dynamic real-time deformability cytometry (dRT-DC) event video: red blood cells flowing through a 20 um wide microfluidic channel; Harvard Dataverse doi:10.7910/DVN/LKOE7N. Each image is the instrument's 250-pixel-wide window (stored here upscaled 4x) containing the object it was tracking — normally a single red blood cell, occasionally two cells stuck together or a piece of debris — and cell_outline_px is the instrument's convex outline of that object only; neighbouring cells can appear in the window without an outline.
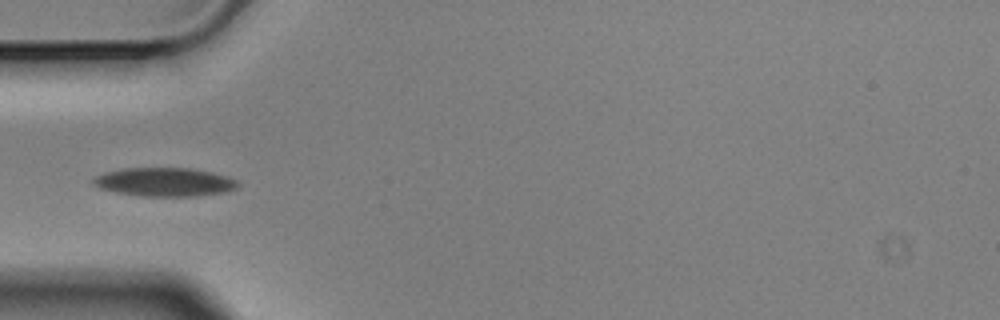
{"species": "Egyptian fruit bat (a non-hibernating species)", "species_latin": "Rousettus aegyptiacus", "temperature_condition": "cold", "stored_images_in_passage": 15, "camera_frame_rate_fps": 3000, "um_per_image_px": 0.085, "animal": {"sex": "male"}, "frame": {"image": 1, "passage_image": 5, "time_ms": 1.333, "image_size_px": [1000, 320], "cell_outline_px": [[240, 188], [224, 192], [196, 196], [140, 196], [116, 192], [100, 188], [92, 184], [92, 180], [96, 176], [104, 172], [124, 168], [192, 168], [212, 172], [228, 176], [236, 180], [240, 184]], "centroid_in_image_um": [14.02, 15.47], "position_along_channel_um": 71.0, "area_um2": 24.33}}
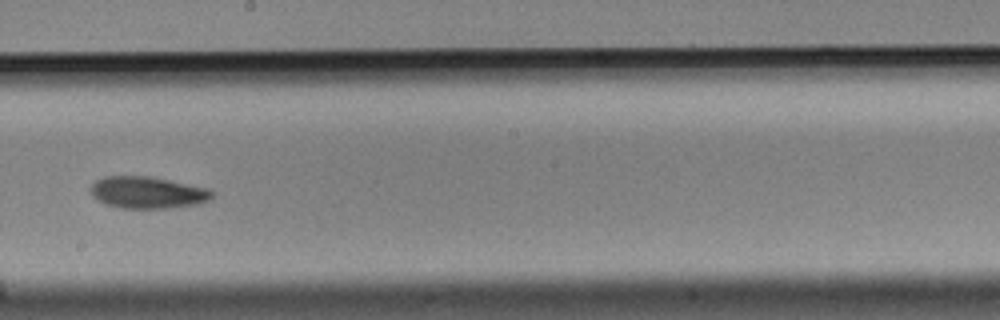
{"frame": {"image": 2, "passage_image": 9, "time_ms": 2.667, "image_size_px": [1000, 320], "cell_outline_px": [[212, 196], [208, 200], [196, 204], [168, 208], [120, 208], [104, 204], [92, 196], [92, 184], [96, 180], [104, 176], [148, 176], [208, 188], [212, 192]], "centroid_in_image_um": [12.5, 16.36], "position_along_channel_um": 235.7, "area_um2": 22.31}}
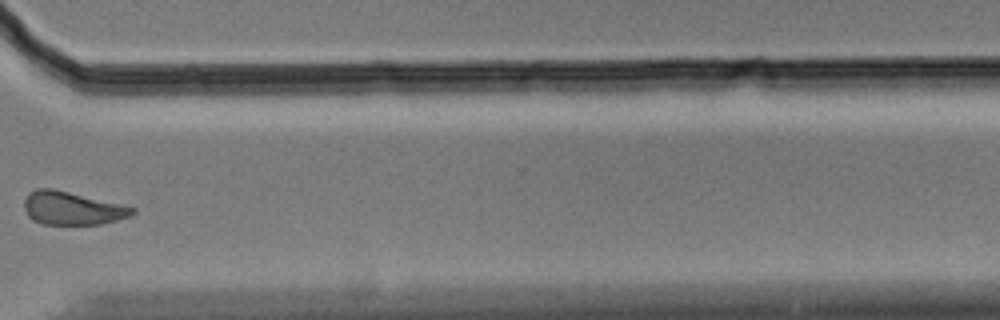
{"frame": {"image": 3, "passage_image": 12, "time_ms": 3.667, "image_size_px": [1000, 320], "cell_outline_px": [[136, 212], [132, 216], [100, 224], [40, 224], [32, 220], [28, 216], [24, 208], [24, 200], [28, 192], [36, 188], [52, 188], [124, 204], [136, 208]], "centroid_in_image_um": [6.14, 17.69], "position_along_channel_um": 364.5, "area_um2": 21.21}}